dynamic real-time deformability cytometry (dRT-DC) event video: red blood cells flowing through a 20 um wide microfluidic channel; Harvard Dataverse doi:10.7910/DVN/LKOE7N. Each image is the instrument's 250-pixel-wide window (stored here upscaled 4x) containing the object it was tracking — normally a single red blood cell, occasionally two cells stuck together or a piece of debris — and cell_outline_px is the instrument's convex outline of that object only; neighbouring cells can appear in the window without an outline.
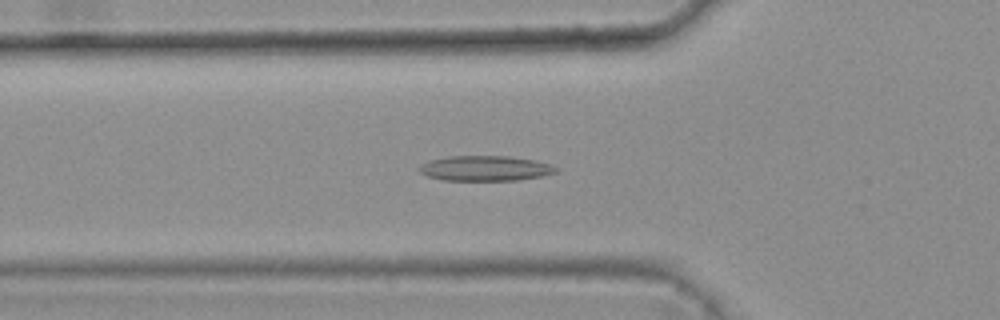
{"species": "common noctule bat (a hibernating species)", "species_latin": "Nyctalus noctula", "temperature_condition": "warm", "stored_images_in_passage": 45, "camera_frame_rate_fps": 3000, "um_per_image_px": 0.085, "animal": {"sex": "female", "body_mass_g": 25.1}, "frame": {"image": 1, "passage_image": 18, "time_ms": 5.667, "image_size_px": [1000, 320], "cell_outline_px": [[560, 168], [556, 172], [540, 176], [520, 180], [444, 180], [428, 176], [420, 172], [420, 168], [428, 160], [448, 156], [508, 156], [532, 160], [548, 164]], "centroid_in_image_um": [41.25, 14.3], "position_along_channel_um": 84.5, "area_um2": 19.77}}
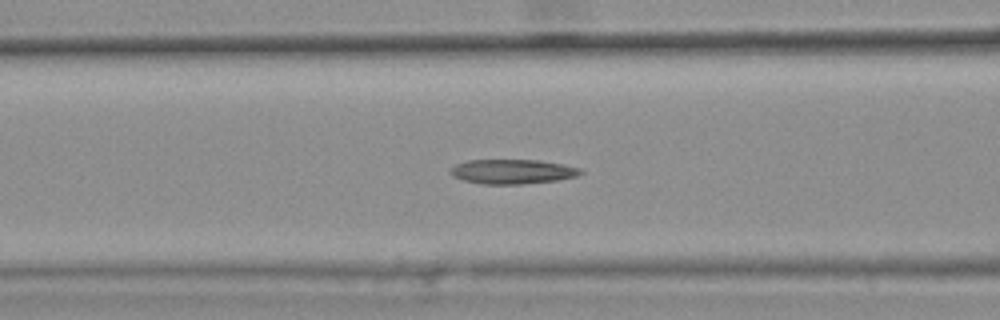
{"frame": {"image": 2, "passage_image": 21, "time_ms": 6.667, "image_size_px": [1000, 320], "cell_outline_px": [[584, 172], [576, 176], [556, 180], [520, 184], [480, 184], [464, 180], [452, 176], [448, 172], [456, 164], [468, 160], [540, 160], [564, 164], [580, 168]], "centroid_in_image_um": [43.55, 14.58], "position_along_channel_um": 123.1, "area_um2": 18.61}}
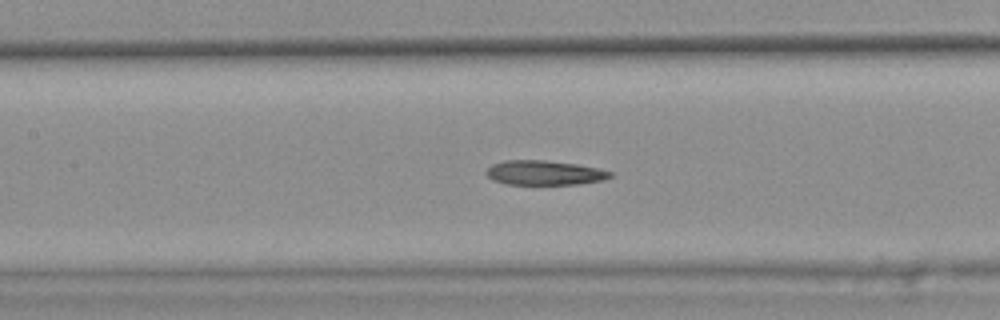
{"frame": {"image": 3, "passage_image": 24, "time_ms": 7.667, "image_size_px": [1000, 320], "cell_outline_px": [[612, 176], [604, 180], [580, 184], [504, 184], [492, 180], [484, 172], [492, 164], [504, 160], [544, 160], [576, 164], [596, 168], [612, 172]], "centroid_in_image_um": [46.24, 14.69], "position_along_channel_um": 161.2, "area_um2": 17.74}}